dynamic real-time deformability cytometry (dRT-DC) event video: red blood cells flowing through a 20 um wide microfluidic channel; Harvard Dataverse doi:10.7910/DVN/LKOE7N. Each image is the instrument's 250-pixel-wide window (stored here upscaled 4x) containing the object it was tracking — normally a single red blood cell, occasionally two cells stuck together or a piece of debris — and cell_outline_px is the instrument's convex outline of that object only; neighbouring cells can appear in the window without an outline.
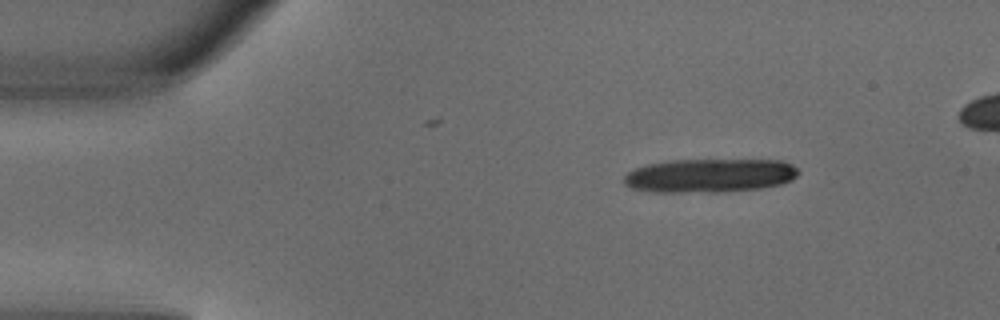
{"species": "common noctule bat (a hibernating species)", "species_latin": "Nyctalus noctula", "temperature_condition": "warm", "stored_images_in_passage": 3, "camera_frame_rate_fps": 3000, "um_per_image_px": 0.085, "animal": {"sex": "male", "body_mass_g": 18.8}, "frame": {"image": 1, "passage_image": 1, "time_ms": 0.0, "image_size_px": [1000, 320], "cell_outline_px": [[800, 172], [792, 180], [780, 184], [760, 188], [724, 192], [652, 192], [628, 188], [624, 184], [624, 176], [628, 172], [636, 168], [648, 164], [672, 160], [784, 160], [792, 164]], "centroid_in_image_um": [60.32, 14.93], "position_along_channel_um": 24.7, "area_um2": 34.56}}